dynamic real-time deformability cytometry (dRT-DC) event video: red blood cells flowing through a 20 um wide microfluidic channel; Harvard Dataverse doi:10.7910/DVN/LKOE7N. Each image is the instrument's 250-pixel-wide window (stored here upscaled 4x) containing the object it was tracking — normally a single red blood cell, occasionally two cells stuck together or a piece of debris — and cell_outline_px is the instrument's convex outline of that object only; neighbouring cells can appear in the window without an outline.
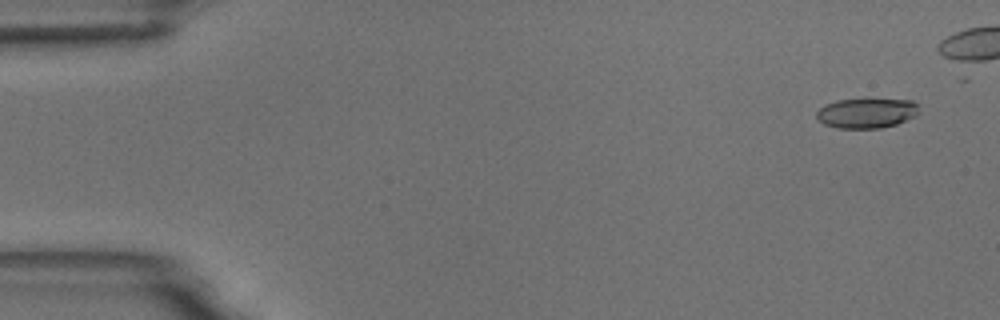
{"species": "common noctule bat (a hibernating species)", "species_latin": "Nyctalus noctula", "temperature_condition": "room temperature", "stored_images_in_passage": 9, "camera_frame_rate_fps": 3000, "um_per_image_px": 0.085, "animal": {"sex": "male", "body_mass_g": 18.8}, "frame": {"image": 1, "passage_image": 1, "time_ms": 0.0, "image_size_px": [1000, 320], "cell_outline_px": [[916, 116], [896, 124], [880, 128], [836, 128], [824, 124], [816, 116], [816, 112], [824, 104], [836, 100], [864, 96], [912, 100], [916, 104]], "centroid_in_image_um": [73.63, 9.55], "position_along_channel_um": 11.4, "area_um2": 18.61}}